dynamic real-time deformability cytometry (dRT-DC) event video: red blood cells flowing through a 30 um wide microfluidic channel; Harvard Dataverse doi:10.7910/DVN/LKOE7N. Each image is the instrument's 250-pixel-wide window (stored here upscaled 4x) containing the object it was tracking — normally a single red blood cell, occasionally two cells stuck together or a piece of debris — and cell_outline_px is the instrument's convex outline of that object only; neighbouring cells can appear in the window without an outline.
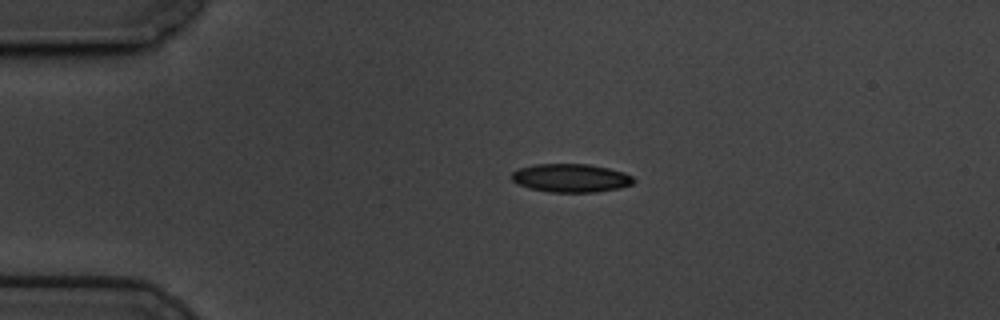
{"species": "common noctule bat (a hibernating species)", "species_latin": "Nyctalus noctula", "temperature_condition": "cold", "stored_images_in_passage": 47, "camera_frame_rate_fps": 3000, "um_per_image_px": 0.085, "animal": {"sex": "male", "body_mass_g": 19.5, "forearm_length_mm": 54.6}, "frame": {"image": 1, "passage_image": 1, "time_ms": 0.0, "image_size_px": [1000, 320], "cell_outline_px": [[636, 180], [632, 184], [620, 188], [596, 192], [548, 192], [516, 184], [508, 176], [512, 172], [520, 168], [536, 164], [588, 164], [608, 168], [624, 172], [632, 176]], "centroid_in_image_um": [48.51, 15.13], "position_along_channel_um": 36.5, "area_um2": 20.29}}
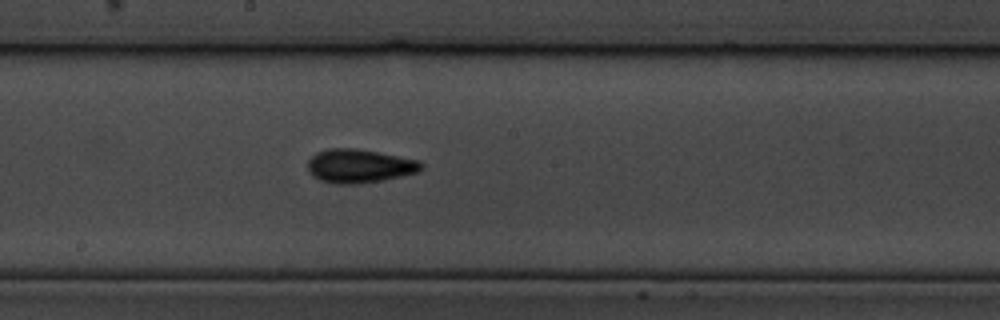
{"frame": {"image": 2, "passage_image": 20, "time_ms": 6.333, "image_size_px": [1000, 320], "cell_outline_px": [[424, 168], [420, 172], [384, 180], [360, 184], [336, 184], [320, 180], [312, 176], [308, 172], [308, 160], [316, 152], [328, 148], [356, 148], [420, 160], [424, 164]], "centroid_in_image_um": [30.57, 14.11], "position_along_channel_um": 217.6, "area_um2": 22.66}}
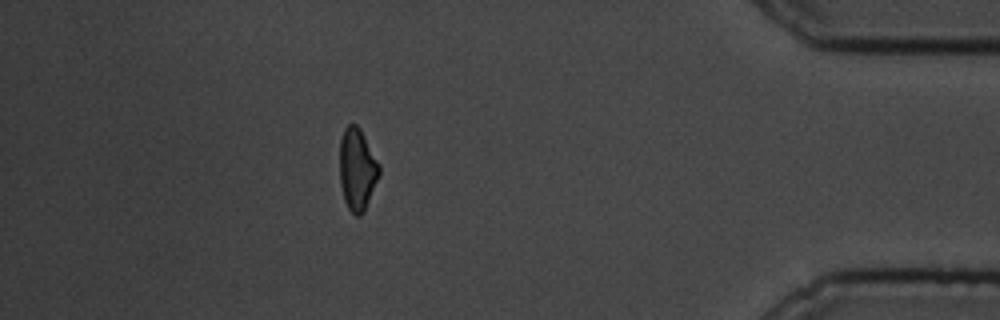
{"frame": {"image": 3, "passage_image": 40, "time_ms": 13.0, "image_size_px": [1000, 320], "cell_outline_px": [[380, 172], [364, 212], [360, 216], [356, 216], [348, 208], [344, 200], [340, 184], [340, 140], [344, 128], [348, 124], [356, 124], [360, 128], [380, 164]], "centroid_in_image_um": [30.36, 14.38], "position_along_channel_um": 404.8, "area_um2": 18.9}, "authors_computed_cell_mechanics": {"area_um2": 20.1722, "velocity_mm_per_s": 3.454, "shape_relaxation_time_tau1_ms": 4.208, "shape_relaxation_time_tau2_ms": 7.2512, "deformation_change_tau1": 0.1128, "deformation_change_tau2": 0.1341}}